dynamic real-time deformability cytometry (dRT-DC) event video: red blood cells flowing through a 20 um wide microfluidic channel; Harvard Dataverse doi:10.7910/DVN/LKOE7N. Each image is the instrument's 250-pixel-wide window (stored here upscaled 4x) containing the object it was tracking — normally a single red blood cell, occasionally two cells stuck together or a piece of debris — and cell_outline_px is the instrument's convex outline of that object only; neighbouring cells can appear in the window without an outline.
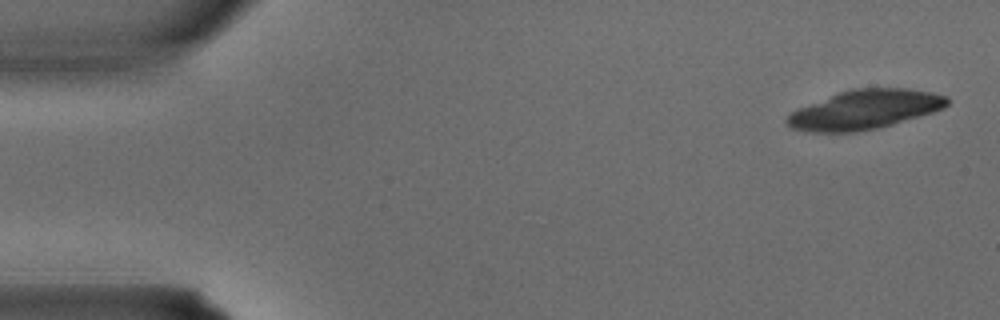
{"species": "common noctule bat (a hibernating species)", "species_latin": "Nyctalus noctula", "temperature_condition": "warm", "stored_images_in_passage": 3, "camera_frame_rate_fps": 3000, "um_per_image_px": 0.085, "animal": {"sex": "male", "body_mass_g": 15.6}, "frame": {"image": 1, "passage_image": 1, "time_ms": 0.0, "image_size_px": [1000, 320], "cell_outline_px": [[948, 104], [944, 108], [932, 112], [892, 124], [876, 128], [856, 132], [812, 132], [792, 128], [784, 120], [796, 108], [840, 92], [852, 88], [908, 88], [932, 92], [948, 96]], "centroid_in_image_um": [73.5, 9.31], "position_along_channel_um": 11.5, "area_um2": 36.41}}